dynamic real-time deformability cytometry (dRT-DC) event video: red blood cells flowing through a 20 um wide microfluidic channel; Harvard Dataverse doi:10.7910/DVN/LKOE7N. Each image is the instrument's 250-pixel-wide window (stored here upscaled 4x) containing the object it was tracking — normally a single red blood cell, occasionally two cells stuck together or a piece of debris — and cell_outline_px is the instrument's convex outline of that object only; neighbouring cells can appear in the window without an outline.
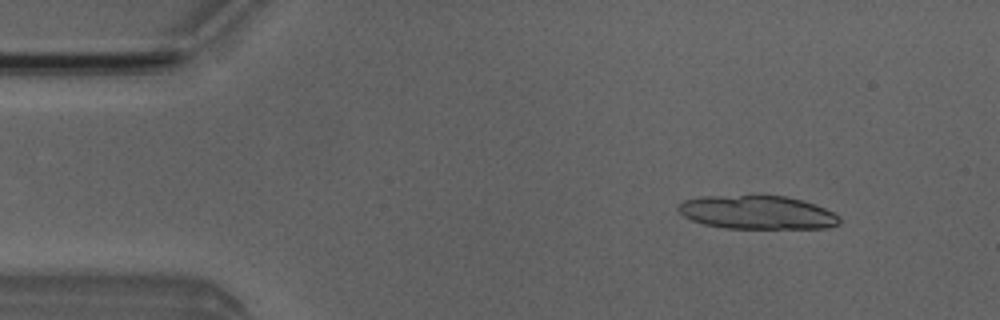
{"species": "Egyptian fruit bat (a non-hibernating species)", "species_latin": "Rousettus aegyptiacus", "temperature_condition": "room temperature", "stored_images_in_passage": 5, "camera_frame_rate_fps": 3000, "um_per_image_px": 0.085, "animal": {"sex": "male"}, "frame": {"image": 1, "passage_image": 2, "time_ms": 1.333, "image_size_px": [1000, 320], "cell_outline_px": [[840, 224], [828, 228], [724, 228], [704, 224], [692, 220], [684, 216], [676, 208], [676, 204], [684, 200], [700, 196], [752, 192], [760, 192], [784, 196], [800, 200], [824, 208], [840, 216]], "centroid_in_image_um": [64.3, 18.0], "position_along_channel_um": 20.7, "area_um2": 32.71}}